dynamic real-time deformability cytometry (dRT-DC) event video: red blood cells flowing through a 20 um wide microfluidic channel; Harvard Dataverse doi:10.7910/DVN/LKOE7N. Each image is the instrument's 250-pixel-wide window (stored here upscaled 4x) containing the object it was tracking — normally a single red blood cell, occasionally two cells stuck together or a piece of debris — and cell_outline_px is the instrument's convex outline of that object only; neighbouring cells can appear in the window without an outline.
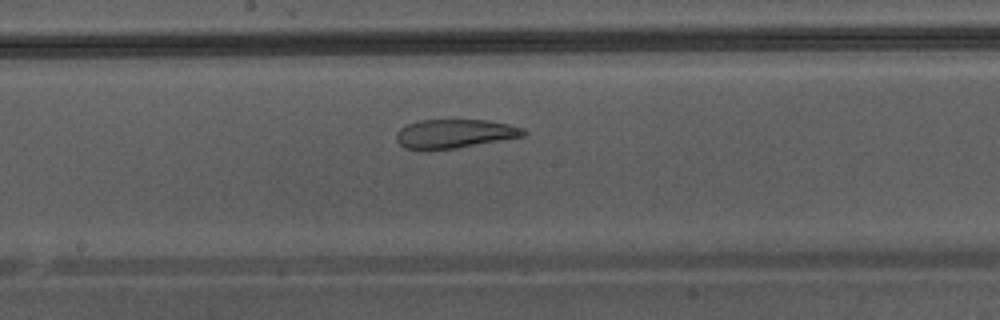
{"species": "Egyptian fruit bat (a non-hibernating species)", "species_latin": "Rousettus aegyptiacus", "temperature_condition": "warm", "stored_images_in_passage": 24, "camera_frame_rate_fps": 3000, "um_per_image_px": 0.085, "animal": {"sex": "male"}, "frame": {"image": 1, "passage_image": 11, "time_ms": 3.333, "image_size_px": [1000, 320], "cell_outline_px": [[528, 132], [524, 136], [456, 148], [428, 152], [424, 152], [404, 148], [396, 140], [396, 132], [400, 128], [416, 120], [488, 120], [508, 124], [524, 128]], "centroid_in_image_um": [38.58, 11.39], "position_along_channel_um": 209.6, "area_um2": 21.91}}
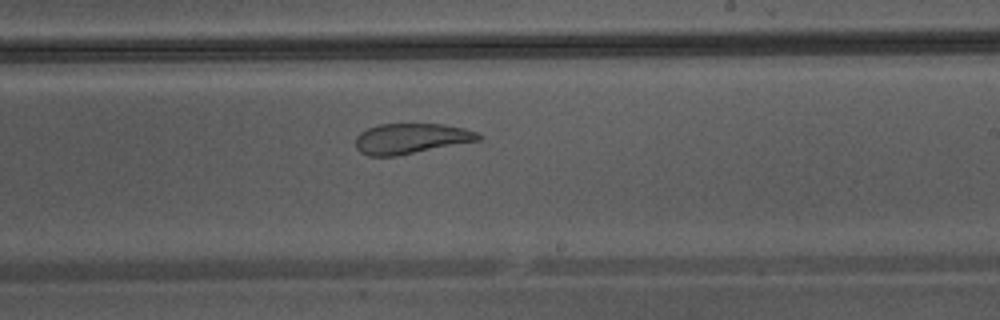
{"frame": {"image": 2, "passage_image": 14, "time_ms": 4.333, "image_size_px": [1000, 320], "cell_outline_px": [[484, 136], [480, 140], [396, 156], [368, 156], [360, 152], [356, 148], [356, 136], [360, 132], [368, 128], [380, 124], [444, 124], [464, 128], [476, 132]], "centroid_in_image_um": [34.93, 11.78], "position_along_channel_um": 254.1, "area_um2": 21.73}}